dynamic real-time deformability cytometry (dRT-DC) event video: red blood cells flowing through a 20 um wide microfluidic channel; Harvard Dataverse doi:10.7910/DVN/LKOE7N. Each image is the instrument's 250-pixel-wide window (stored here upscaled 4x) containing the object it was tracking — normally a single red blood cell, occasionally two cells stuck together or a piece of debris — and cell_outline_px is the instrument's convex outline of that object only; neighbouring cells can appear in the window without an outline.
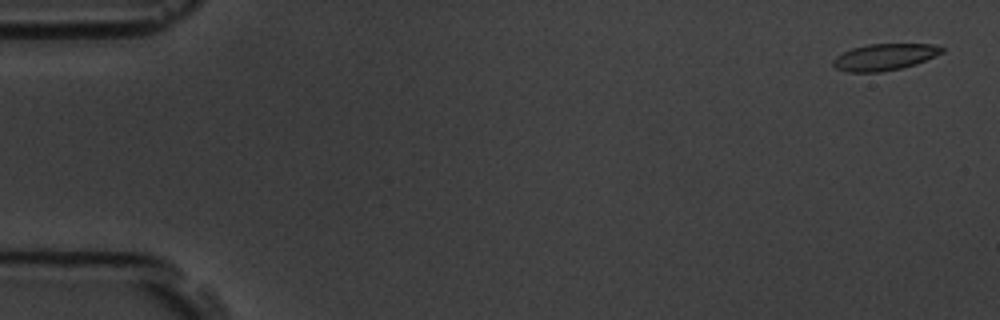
{"species": "common noctule bat (a hibernating species)", "species_latin": "Nyctalus noctula", "temperature_condition": "room temperature", "stored_images_in_passage": 6, "camera_frame_rate_fps": 3000, "um_per_image_px": 0.085, "animal": {"sex": "male", "body_mass_g": 19.5, "forearm_length_mm": 54.6}, "frame": {"image": 1, "passage_image": 1, "time_ms": 0.0, "image_size_px": [1000, 320], "cell_outline_px": [[944, 52], [936, 56], [916, 64], [900, 68], [880, 72], [848, 72], [836, 68], [832, 64], [832, 60], [836, 56], [852, 48], [868, 44], [932, 44], [944, 48]], "centroid_in_image_um": [75.18, 4.84], "position_along_channel_um": 9.8, "area_um2": 16.82}}
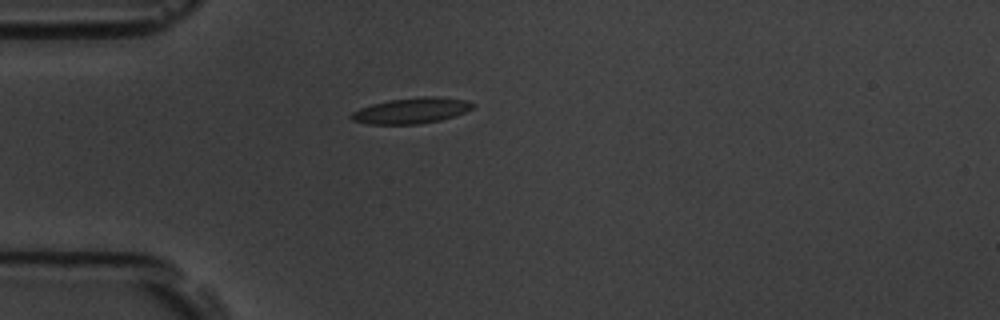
{"frame": {"image": 2, "passage_image": 5, "time_ms": 4.667, "image_size_px": [1000, 320], "cell_outline_px": [[476, 104], [472, 108], [456, 116], [440, 120], [420, 124], [368, 124], [352, 120], [348, 116], [352, 112], [360, 108], [372, 104], [388, 100], [424, 96], [432, 96], [464, 100]], "centroid_in_image_um": [34.94, 9.41], "position_along_channel_um": 50.1, "area_um2": 18.21}}